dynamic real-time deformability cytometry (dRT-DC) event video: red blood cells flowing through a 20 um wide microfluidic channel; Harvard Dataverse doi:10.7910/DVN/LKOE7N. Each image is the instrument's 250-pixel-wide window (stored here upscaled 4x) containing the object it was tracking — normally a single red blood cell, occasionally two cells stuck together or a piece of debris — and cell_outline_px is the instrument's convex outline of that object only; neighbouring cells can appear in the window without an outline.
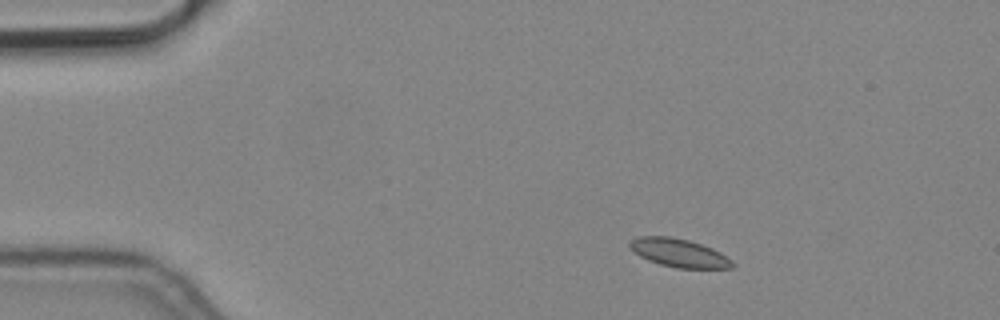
{"species": "common noctule bat (a hibernating species)", "species_latin": "Nyctalus noctula", "temperature_condition": "cold", "stored_images_in_passage": 3, "camera_frame_rate_fps": 3000, "um_per_image_px": 0.085, "animal": {"sex": "male", "body_mass_g": 19.2, "forearm_length_mm": 51.8}, "frame": {"image": 1, "passage_image": 1, "time_ms": 0.0, "image_size_px": [1000, 320], "cell_outline_px": [[736, 264], [732, 268], [676, 268], [660, 264], [648, 260], [640, 256], [628, 244], [628, 240], [636, 236], [668, 236], [688, 240], [712, 248], [720, 252], [732, 260]], "centroid_in_image_um": [57.71, 21.49], "position_along_channel_um": 27.3, "area_um2": 16.94}}